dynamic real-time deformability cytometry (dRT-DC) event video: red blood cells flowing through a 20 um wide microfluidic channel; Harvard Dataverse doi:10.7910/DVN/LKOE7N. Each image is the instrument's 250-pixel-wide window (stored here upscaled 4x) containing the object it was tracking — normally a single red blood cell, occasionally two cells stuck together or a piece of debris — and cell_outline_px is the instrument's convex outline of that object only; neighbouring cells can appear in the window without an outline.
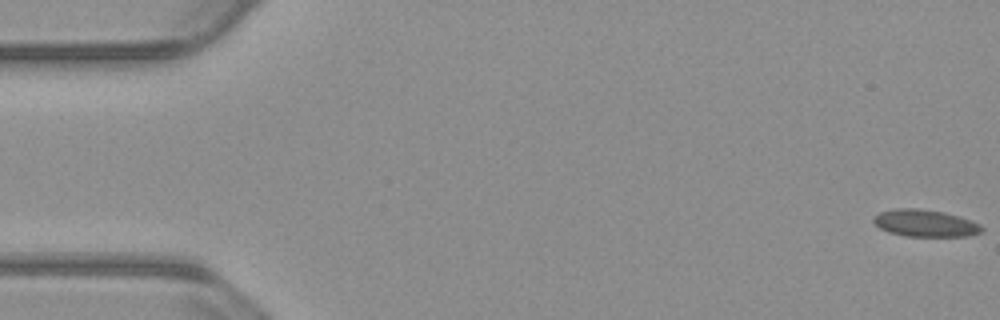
{"species": "common noctule bat (a hibernating species)", "species_latin": "Nyctalus noctula", "temperature_condition": "warm", "stored_images_in_passage": 56, "camera_frame_rate_fps": 3000, "um_per_image_px": 0.085, "animal": {"sex": "male", "body_mass_g": 23.1, "forearm_length_mm": 52.7}, "frame": {"image": 1, "passage_image": 1, "time_ms": 0.0, "image_size_px": [1000, 320], "cell_outline_px": [[984, 228], [980, 232], [968, 236], [904, 236], [888, 232], [880, 228], [872, 220], [872, 216], [880, 212], [896, 208], [916, 208], [944, 212], [980, 224]], "centroid_in_image_um": [78.59, 18.97], "position_along_channel_um": 6.4, "area_um2": 16.94}}
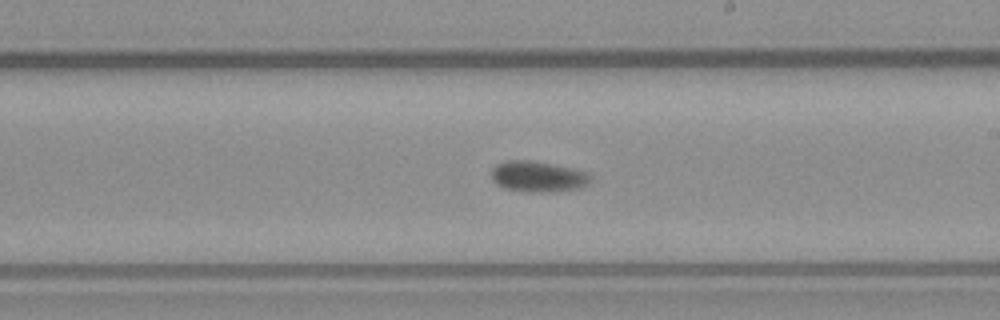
{"frame": {"image": 2, "passage_image": 32, "time_ms": 10.333, "image_size_px": [1000, 320], "cell_outline_px": [[592, 180], [588, 184], [580, 188], [548, 192], [524, 192], [504, 188], [496, 184], [492, 180], [492, 168], [496, 164], [504, 160], [532, 160], [572, 168], [588, 172], [592, 176]], "centroid_in_image_um": [45.72, 15.0], "position_along_channel_um": 243.3, "area_um2": 18.09}}
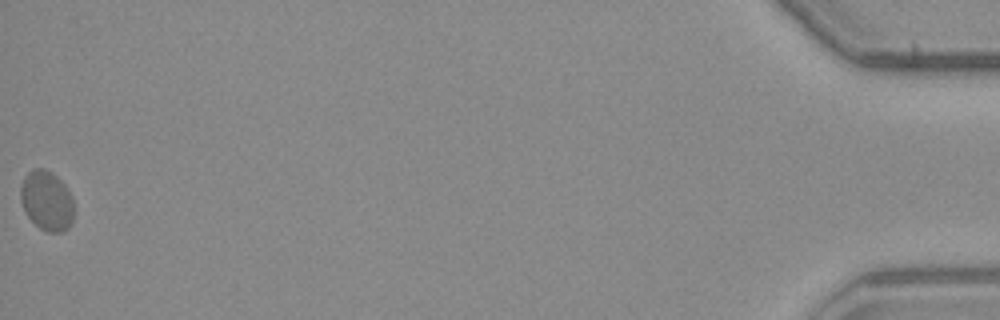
{"frame": {"image": 3, "passage_image": 56, "time_ms": 18.333, "image_size_px": [1000, 320], "cell_outline_px": [[72, 220], [68, 228], [64, 232], [44, 232], [24, 212], [20, 200], [20, 184], [24, 176], [32, 168], [44, 168], [52, 172], [68, 188], [72, 196]], "centroid_in_image_um": [3.94, 17.04], "position_along_channel_um": 431.3, "area_um2": 18.79}, "authors_computed_cell_mechanics": {"area_um2": 17.3689, "velocity_mm_per_s": 3.7287, "shape_relaxation_time_tau1_ms": 9.0228, "shape_relaxation_time_tau2_ms": 3.1051, "deformation_change_tau1": 0.1892, "deformation_change_tau2": 0.0321}}